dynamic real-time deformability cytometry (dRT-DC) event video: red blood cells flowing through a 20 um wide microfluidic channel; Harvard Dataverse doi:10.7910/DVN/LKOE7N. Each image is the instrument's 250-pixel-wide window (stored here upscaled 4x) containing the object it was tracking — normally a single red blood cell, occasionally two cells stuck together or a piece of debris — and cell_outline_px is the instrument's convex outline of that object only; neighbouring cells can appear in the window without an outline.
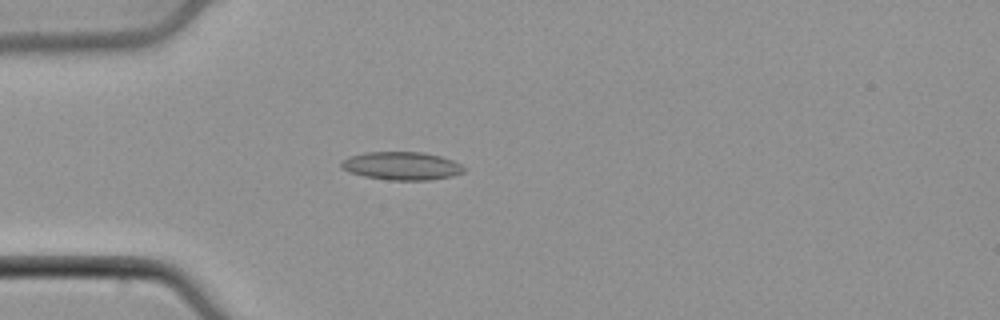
{"species": "common noctule bat (a hibernating species)", "species_latin": "Nyctalus noctula", "temperature_condition": "cold", "stored_images_in_passage": 43, "camera_frame_rate_fps": 3000, "um_per_image_px": 0.085, "animal": {"sex": "male", "body_mass_g": 21.5, "forearm_length_mm": 52.0}, "frame": {"image": 1, "passage_image": 8, "time_ms": 2.333, "image_size_px": [1000, 320], "cell_outline_px": [[468, 168], [464, 172], [452, 176], [428, 180], [388, 180], [364, 176], [348, 172], [340, 168], [340, 160], [348, 156], [368, 152], [424, 152], [440, 156], [452, 160]], "centroid_in_image_um": [34.12, 14.1], "position_along_channel_um": 50.9, "area_um2": 20.35}}
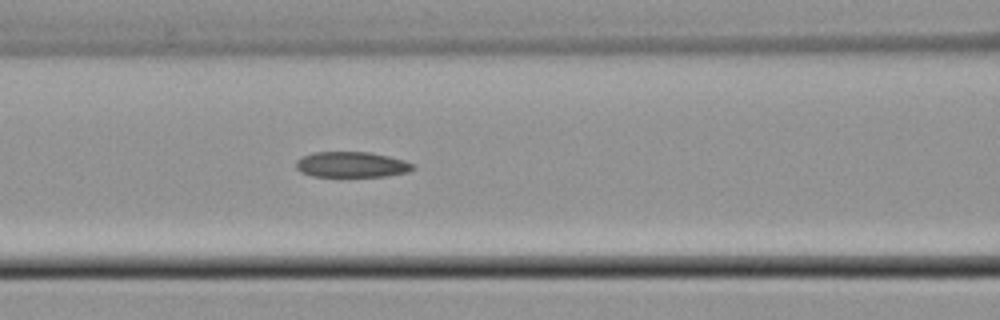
{"frame": {"image": 2, "passage_image": 15, "time_ms": 4.667, "image_size_px": [1000, 320], "cell_outline_px": [[416, 168], [408, 172], [384, 176], [312, 176], [300, 172], [296, 168], [296, 160], [300, 156], [316, 152], [368, 152], [388, 156], [404, 160], [416, 164]], "centroid_in_image_um": [29.89, 13.98], "position_along_channel_um": 136.7, "area_um2": 17.51}}
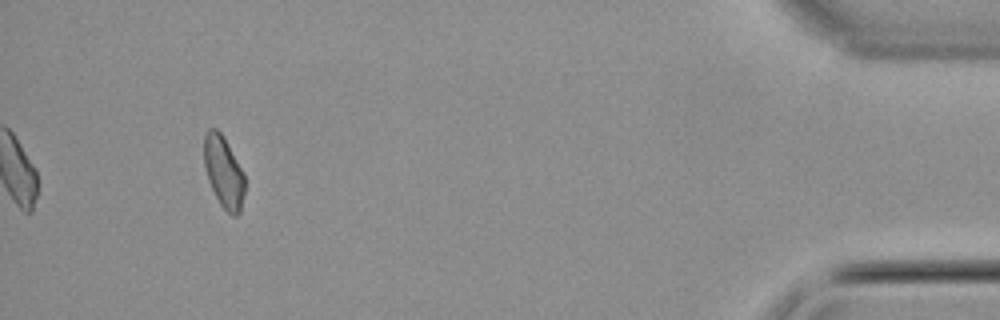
{"frame": {"image": 3, "passage_image": 40, "time_ms": 13.0, "image_size_px": [1000, 320], "cell_outline_px": [[244, 192], [240, 212], [236, 216], [232, 216], [220, 204], [208, 180], [204, 164], [204, 136], [208, 128], [216, 128], [224, 136], [244, 172]], "centroid_in_image_um": [19.01, 14.59], "position_along_channel_um": 416.2, "area_um2": 16.99}}